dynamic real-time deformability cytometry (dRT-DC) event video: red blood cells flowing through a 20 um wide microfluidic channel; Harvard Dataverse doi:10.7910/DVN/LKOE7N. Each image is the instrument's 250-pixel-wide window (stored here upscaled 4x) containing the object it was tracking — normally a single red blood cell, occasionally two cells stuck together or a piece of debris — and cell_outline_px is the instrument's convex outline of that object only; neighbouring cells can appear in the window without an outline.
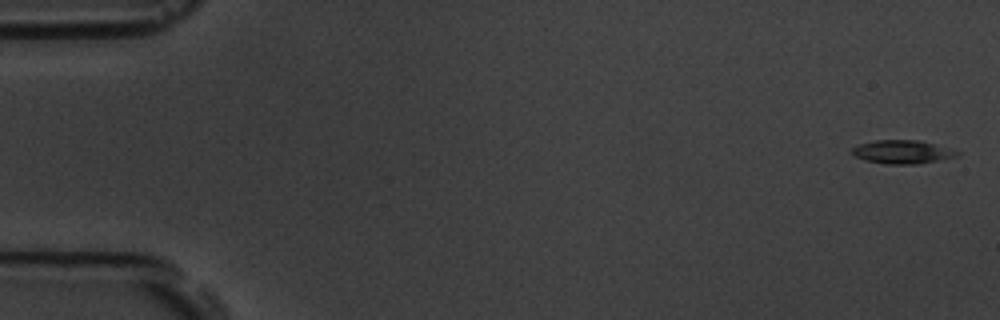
{"species": "common noctule bat (a hibernating species)", "species_latin": "Nyctalus noctula", "temperature_condition": "room temperature", "stored_images_in_passage": 6, "camera_frame_rate_fps": 3000, "um_per_image_px": 0.085, "animal": {"sex": "male", "body_mass_g": 19.5, "forearm_length_mm": 54.6}, "frame": {"image": 1, "passage_image": 1, "time_ms": 0.0, "image_size_px": [1000, 320], "cell_outline_px": [[960, 156], [920, 164], [884, 164], [864, 160], [848, 152], [852, 148], [860, 144], [876, 140], [916, 140], [932, 144], [960, 152]], "centroid_in_image_um": [76.66, 12.93], "position_along_channel_um": 8.3, "area_um2": 14.33}}
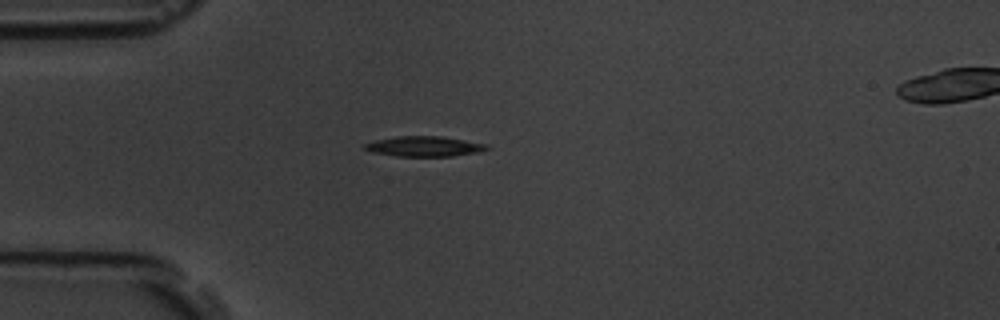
{"frame": {"image": 2, "passage_image": 5, "time_ms": 4.667, "image_size_px": [1000, 320], "cell_outline_px": [[492, 148], [476, 152], [452, 156], [396, 156], [372, 152], [364, 148], [364, 144], [376, 140], [396, 136], [440, 136], [488, 144]], "centroid_in_image_um": [36.08, 12.44], "position_along_channel_um": 48.9, "area_um2": 14.28}}